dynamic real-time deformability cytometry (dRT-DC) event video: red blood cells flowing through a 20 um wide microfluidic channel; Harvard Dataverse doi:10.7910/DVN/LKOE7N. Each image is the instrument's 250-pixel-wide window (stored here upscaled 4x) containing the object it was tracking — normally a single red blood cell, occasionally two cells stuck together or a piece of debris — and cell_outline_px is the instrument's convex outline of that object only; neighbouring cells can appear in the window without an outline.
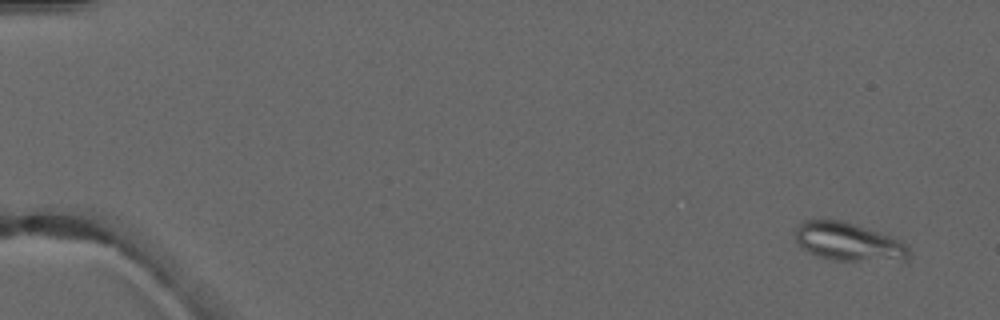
{"species": "common noctule bat (a hibernating species)", "species_latin": "Nyctalus noctula", "temperature_condition": "warm", "stored_images_in_passage": 4, "camera_frame_rate_fps": 3000, "um_per_image_px": 0.085, "animal": {"sex": "male", "forearm_length_mm": 52.5}, "frame": {"image": 1, "passage_image": 1, "time_ms": 0.0, "image_size_px": [1000, 320], "cell_outline_px": [[908, 260], [832, 260], [816, 256], [808, 252], [796, 244], [796, 228], [800, 220], [844, 220], [900, 240], [908, 244]], "centroid_in_image_um": [72.07, 20.54], "position_along_channel_um": 12.9, "area_um2": 25.32}}